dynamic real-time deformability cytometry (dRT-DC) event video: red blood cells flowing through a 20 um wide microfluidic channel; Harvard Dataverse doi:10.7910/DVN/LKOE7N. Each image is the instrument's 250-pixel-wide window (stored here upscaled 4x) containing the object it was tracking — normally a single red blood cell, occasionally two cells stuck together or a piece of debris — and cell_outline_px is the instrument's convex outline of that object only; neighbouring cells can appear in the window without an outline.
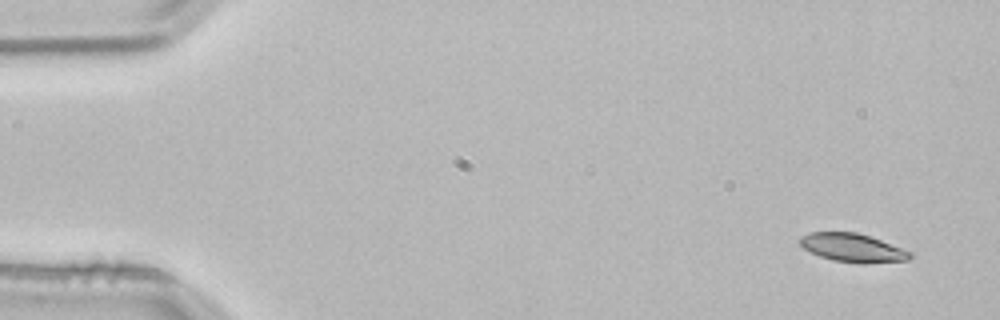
{"species": "common noctule bat (a hibernating species)", "species_latin": "Nyctalus noctula", "temperature_condition": "room temperature", "stored_images_in_passage": 5, "segment_of_instrument_passage": [1, 2], "camera_frame_rate_fps": 3000, "um_per_image_px": 0.085, "animal": {"sex": "male", "body_mass_g": 21.5, "forearm_length_mm": 52.0}, "frame": {"image": 1, "passage_image": 1, "time_ms": 0.0, "image_size_px": [1000, 320], "cell_outline_px": [[916, 256], [908, 260], [864, 264], [832, 260], [820, 256], [804, 248], [800, 244], [800, 236], [808, 232], [856, 232], [880, 240], [912, 252]], "centroid_in_image_um": [72.5, 21.07], "position_along_channel_um": 12.5, "area_um2": 18.26}}
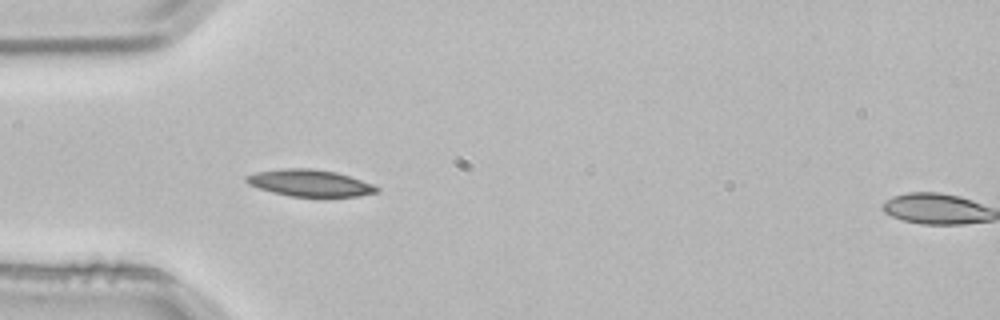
{"frame": {"image": 2, "passage_image": 4, "time_ms": 1.0, "image_size_px": [1000, 320], "cell_outline_px": [[380, 192], [360, 196], [288, 196], [272, 192], [248, 184], [244, 180], [244, 176], [256, 172], [280, 168], [312, 168], [336, 172], [372, 184], [380, 188]], "centroid_in_image_um": [26.31, 15.55], "position_along_channel_um": 58.7, "area_um2": 20.35}}